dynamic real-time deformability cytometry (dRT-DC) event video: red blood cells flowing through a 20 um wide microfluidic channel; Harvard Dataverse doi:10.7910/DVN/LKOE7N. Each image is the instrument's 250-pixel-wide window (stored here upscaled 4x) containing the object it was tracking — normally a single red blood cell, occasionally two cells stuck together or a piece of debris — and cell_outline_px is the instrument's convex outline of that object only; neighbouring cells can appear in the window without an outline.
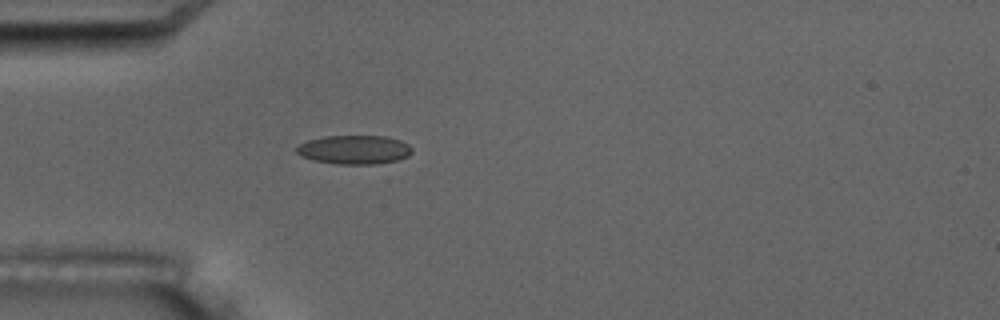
{"species": "common noctule bat (a hibernating species)", "species_latin": "Nyctalus noctula", "temperature_condition": "room temperature", "stored_images_in_passage": 5, "camera_frame_rate_fps": 3000, "um_per_image_px": 0.085, "animal": {"sex": "male", "body_mass_g": 17.5, "forearm_length_mm": 52.3}, "frame": {"image": 1, "passage_image": 5, "time_ms": 5.667, "image_size_px": [1000, 320], "cell_outline_px": [[412, 152], [408, 156], [396, 160], [376, 164], [336, 164], [312, 160], [300, 156], [296, 152], [296, 148], [300, 144], [308, 140], [324, 136], [388, 136], [400, 140], [408, 144], [412, 148]], "centroid_in_image_um": [30.11, 12.72], "position_along_channel_um": 54.9, "area_um2": 19.54}}